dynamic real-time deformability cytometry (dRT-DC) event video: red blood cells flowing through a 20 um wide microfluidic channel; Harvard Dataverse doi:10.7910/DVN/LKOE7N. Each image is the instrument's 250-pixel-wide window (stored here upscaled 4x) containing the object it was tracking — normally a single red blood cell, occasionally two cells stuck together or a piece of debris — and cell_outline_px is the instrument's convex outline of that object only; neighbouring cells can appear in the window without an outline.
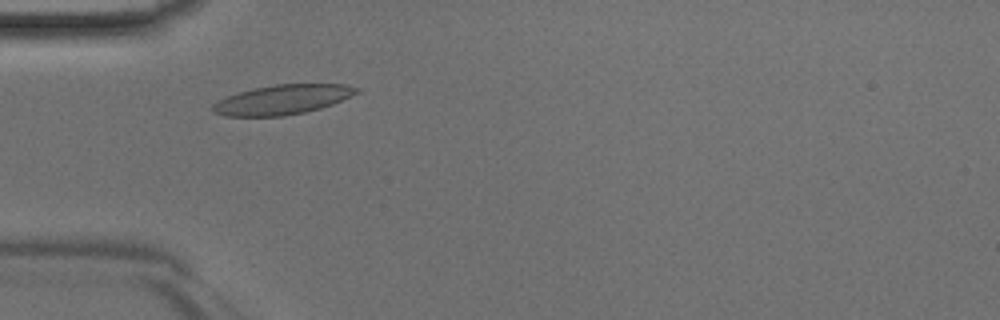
{"species": "Egyptian fruit bat (a non-hibernating species)", "species_latin": "Rousettus aegyptiacus", "temperature_condition": "room temperature", "stored_images_in_passage": 35, "camera_frame_rate_fps": 3000, "um_per_image_px": 0.085, "animal": {"sex": "male"}, "frame": {"image": 1, "passage_image": 3, "time_ms": 0.667, "image_size_px": [1000, 320], "cell_outline_px": [[360, 92], [352, 96], [332, 104], [320, 108], [304, 112], [284, 116], [224, 116], [212, 112], [212, 104], [228, 96], [240, 92], [256, 88], [276, 84], [344, 84], [360, 88]], "centroid_in_image_um": [24.04, 8.47], "position_along_channel_um": 61.0, "area_um2": 24.68}}
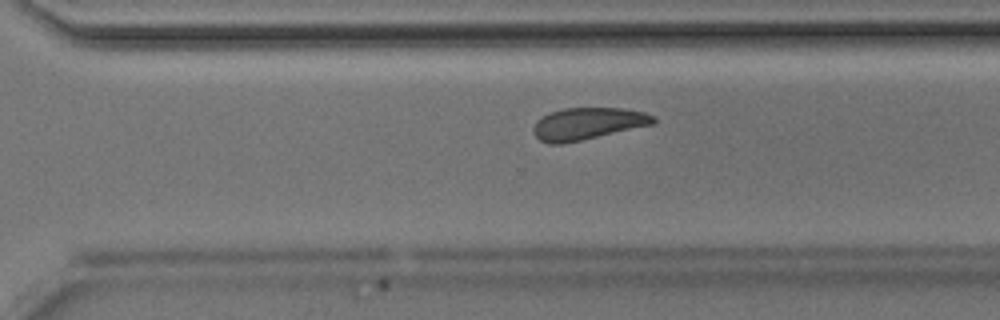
{"frame": {"image": 2, "passage_image": 21, "time_ms": 6.667, "image_size_px": [1000, 320], "cell_outline_px": [[656, 120], [652, 124], [564, 144], [548, 144], [540, 140], [532, 132], [532, 128], [536, 120], [552, 112], [564, 108], [624, 108], [644, 112], [656, 116]], "centroid_in_image_um": [49.93, 10.51], "position_along_channel_um": 320.7, "area_um2": 22.31}}
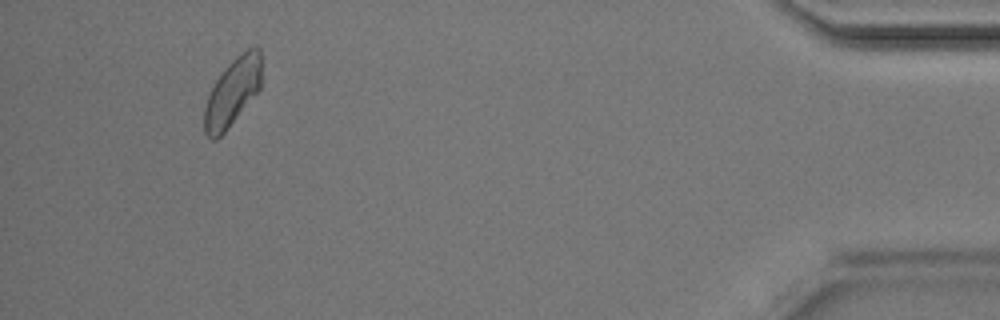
{"frame": {"image": 3, "passage_image": 32, "time_ms": 10.333, "image_size_px": [1000, 320], "cell_outline_px": [[260, 88], [228, 128], [216, 140], [212, 140], [204, 132], [204, 108], [208, 96], [216, 80], [224, 68], [240, 52], [256, 44], [260, 48]], "centroid_in_image_um": [19.75, 7.8], "position_along_channel_um": 415.5, "area_um2": 22.37}}